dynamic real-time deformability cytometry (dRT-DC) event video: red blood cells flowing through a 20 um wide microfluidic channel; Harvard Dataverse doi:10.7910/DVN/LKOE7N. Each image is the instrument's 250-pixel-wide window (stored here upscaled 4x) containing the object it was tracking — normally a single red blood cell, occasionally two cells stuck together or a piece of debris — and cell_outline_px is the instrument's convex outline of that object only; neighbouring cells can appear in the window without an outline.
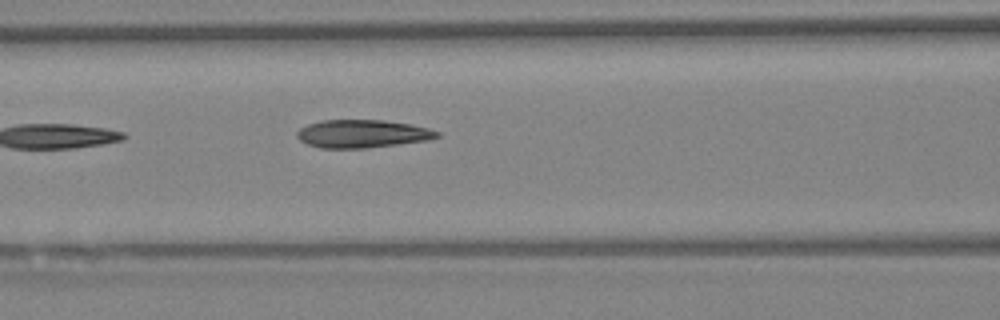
{"species": "Egyptian fruit bat (a non-hibernating species)", "species_latin": "Rousettus aegyptiacus", "temperature_condition": "warm", "stored_images_in_passage": 8, "camera_frame_rate_fps": 3000, "um_per_image_px": 0.085, "animal": {"sex": "female"}, "frame": {"image": 1, "passage_image": 8, "time_ms": 2.333, "image_size_px": [1000, 320], "cell_outline_px": [[440, 136], [424, 140], [368, 148], [320, 148], [308, 144], [300, 140], [296, 136], [296, 132], [300, 128], [308, 124], [320, 120], [384, 120], [412, 124], [428, 128], [440, 132]], "centroid_in_image_um": [30.76, 11.36], "position_along_channel_um": 135.8, "area_um2": 22.77}}